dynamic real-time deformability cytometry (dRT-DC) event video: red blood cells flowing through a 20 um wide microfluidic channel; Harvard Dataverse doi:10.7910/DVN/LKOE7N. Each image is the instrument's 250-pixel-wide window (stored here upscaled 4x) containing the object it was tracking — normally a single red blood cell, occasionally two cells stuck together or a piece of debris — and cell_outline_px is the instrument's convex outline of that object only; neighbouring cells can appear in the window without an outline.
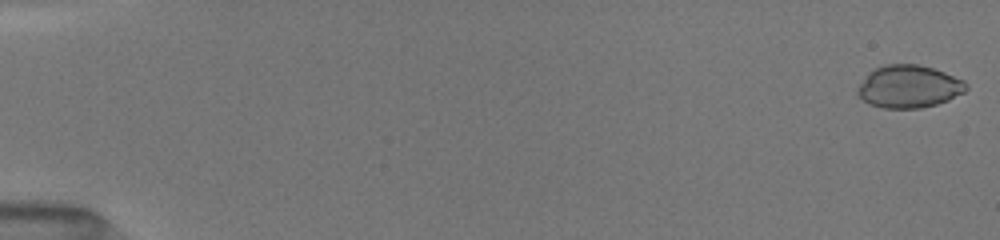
{"species": "common noctule bat (a hibernating species)", "species_latin": "Nyctalus noctula", "temperature_condition": "room temperature", "stored_images_in_passage": 59, "camera_frame_rate_fps": 3000, "um_per_image_px": 0.085, "animal": {"sex": "female", "body_mass_g": 19.5, "forearm_length_mm": 54.1}, "frame": {"image": 1, "passage_image": 1, "time_ms": 0.0, "image_size_px": [1000, 240], "cell_outline_px": [[968, 88], [964, 92], [948, 100], [936, 104], [920, 108], [884, 108], [868, 104], [856, 92], [856, 88], [868, 72], [872, 68], [884, 64], [916, 64], [932, 68], [944, 72], [964, 80], [968, 84]], "centroid_in_image_um": [77.23, 7.35], "position_along_channel_um": 7.8, "area_um2": 27.11}}
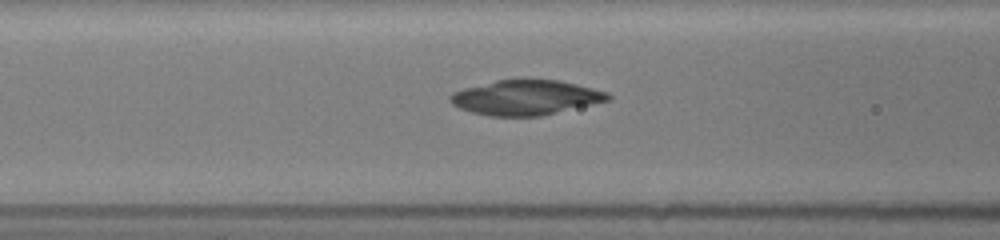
{"frame": {"image": 2, "passage_image": 23, "time_ms": 7.0, "image_size_px": [1000, 240], "cell_outline_px": [[612, 100], [540, 116], [488, 116], [472, 112], [460, 108], [452, 104], [448, 100], [448, 96], [452, 92], [464, 88], [496, 80], [524, 76], [528, 76], [560, 80], [608, 92], [612, 96]], "centroid_in_image_um": [44.7, 8.25], "position_along_channel_um": 121.9, "area_um2": 33.06}}
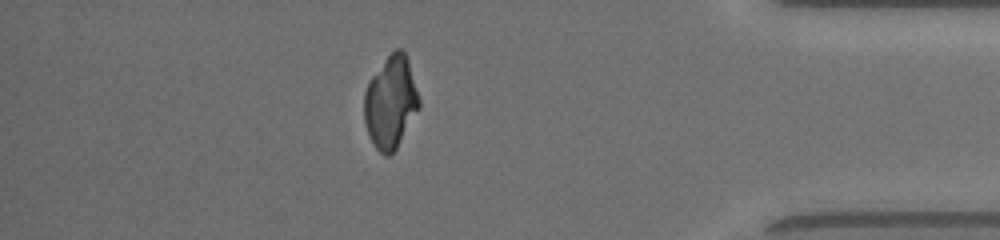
{"frame": {"image": 3, "passage_image": 52, "time_ms": 14.667, "image_size_px": [1000, 240], "cell_outline_px": [[420, 108], [396, 148], [388, 156], [384, 156], [376, 148], [368, 132], [364, 120], [364, 92], [372, 76], [388, 56], [396, 48], [400, 48], [404, 52], [408, 60], [420, 100]], "centroid_in_image_um": [33.21, 8.7], "position_along_channel_um": 402.0, "area_um2": 29.13}, "authors_computed_cell_mechanics": {"area_um2": 29.7092, "velocity_mm_per_s": 4.0592, "shape_relaxation_time_tau1_ms": null, "shape_relaxation_time_tau2_ms": 5.4029, "deformation_change_tau1": null, "deformation_change_tau2": 0.0769}}